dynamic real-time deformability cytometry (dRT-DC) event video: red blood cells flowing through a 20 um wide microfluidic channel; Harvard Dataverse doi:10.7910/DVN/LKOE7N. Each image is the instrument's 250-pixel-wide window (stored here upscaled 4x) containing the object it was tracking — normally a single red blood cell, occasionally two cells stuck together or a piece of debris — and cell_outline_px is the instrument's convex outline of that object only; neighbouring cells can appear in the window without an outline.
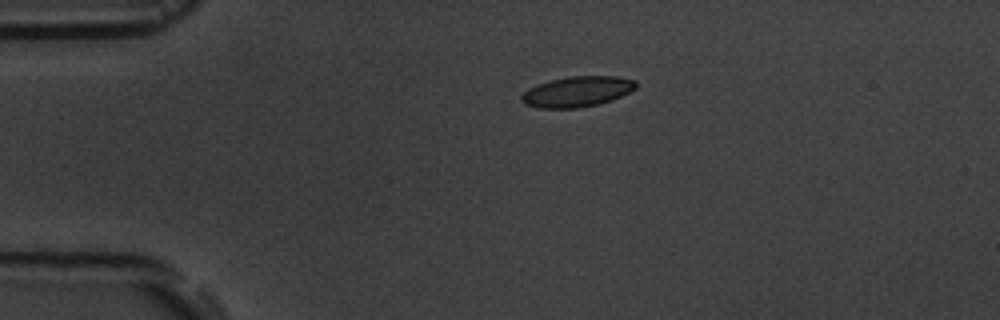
{"species": "common noctule bat (a hibernating species)", "species_latin": "Nyctalus noctula", "temperature_condition": "room temperature", "stored_images_in_passage": 2, "camera_frame_rate_fps": 3000, "um_per_image_px": 0.085, "animal": {"sex": "male", "body_mass_g": 19.5, "forearm_length_mm": 54.6}, "frame": {"image": 1, "passage_image": 1, "time_ms": 0.0, "image_size_px": [1000, 320], "cell_outline_px": [[636, 88], [620, 96], [596, 104], [576, 108], [540, 108], [524, 104], [520, 100], [520, 96], [528, 88], [536, 84], [548, 80], [568, 76], [616, 76], [636, 80]], "centroid_in_image_um": [48.99, 7.77], "position_along_channel_um": 36.0, "area_um2": 20.29}}